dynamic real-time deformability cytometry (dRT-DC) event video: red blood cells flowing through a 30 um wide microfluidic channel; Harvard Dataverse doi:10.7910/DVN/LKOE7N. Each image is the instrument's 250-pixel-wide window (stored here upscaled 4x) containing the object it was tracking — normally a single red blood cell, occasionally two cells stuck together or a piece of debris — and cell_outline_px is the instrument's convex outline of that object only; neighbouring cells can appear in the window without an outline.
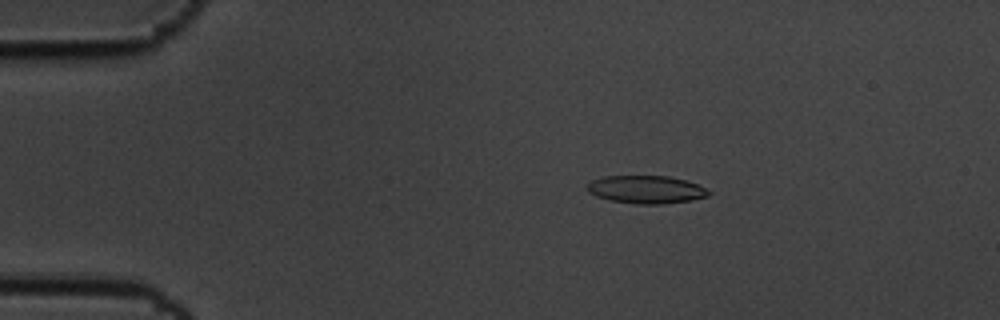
{"species": "common noctule bat (a hibernating species)", "species_latin": "Nyctalus noctula", "temperature_condition": "cold", "stored_images_in_passage": 49, "camera_frame_rate_fps": 3000, "um_per_image_px": 0.085, "animal": {"sex": "male", "body_mass_g": 19.5, "forearm_length_mm": 54.6}, "frame": {"image": 1, "passage_image": 2, "time_ms": 0.333, "image_size_px": [1000, 320], "cell_outline_px": [[712, 192], [708, 196], [692, 200], [664, 204], [636, 204], [608, 200], [596, 196], [588, 192], [588, 184], [592, 180], [604, 176], [668, 176], [684, 180], [696, 184]], "centroid_in_image_um": [54.91, 16.12], "position_along_channel_um": 30.1, "area_um2": 19.71}}
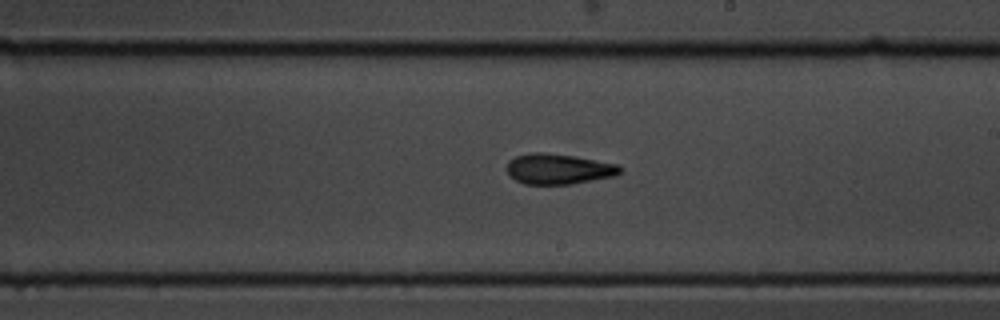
{"frame": {"image": 2, "passage_image": 25, "time_ms": 8.0, "image_size_px": [1000, 320], "cell_outline_px": [[624, 172], [616, 176], [572, 184], [524, 184], [516, 180], [508, 172], [508, 160], [516, 156], [532, 152], [540, 152], [576, 156], [620, 164], [624, 168]], "centroid_in_image_um": [47.57, 14.36], "position_along_channel_um": 241.4, "area_um2": 20.35}}
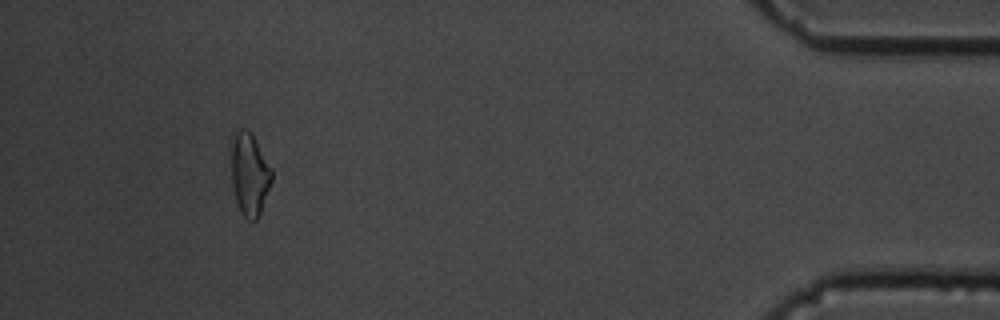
{"frame": {"image": 3, "passage_image": 45, "time_ms": 14.667, "image_size_px": [1000, 320], "cell_outline_px": [[272, 180], [260, 212], [256, 220], [248, 220], [240, 212], [236, 200], [232, 184], [232, 144], [236, 128], [244, 128], [252, 132], [272, 168]], "centroid_in_image_um": [21.22, 14.77], "position_along_channel_um": 414.0, "area_um2": 19.42}, "authors_computed_cell_mechanics": {"area_um2": 19.8254, "velocity_mm_per_s": 3.4747, "shape_relaxation_time_tau1_ms": 5.1871, "shape_relaxation_time_tau2_ms": 2.5933, "deformation_change_tau1": 0.1518, "deformation_change_tau2": 0.115}}